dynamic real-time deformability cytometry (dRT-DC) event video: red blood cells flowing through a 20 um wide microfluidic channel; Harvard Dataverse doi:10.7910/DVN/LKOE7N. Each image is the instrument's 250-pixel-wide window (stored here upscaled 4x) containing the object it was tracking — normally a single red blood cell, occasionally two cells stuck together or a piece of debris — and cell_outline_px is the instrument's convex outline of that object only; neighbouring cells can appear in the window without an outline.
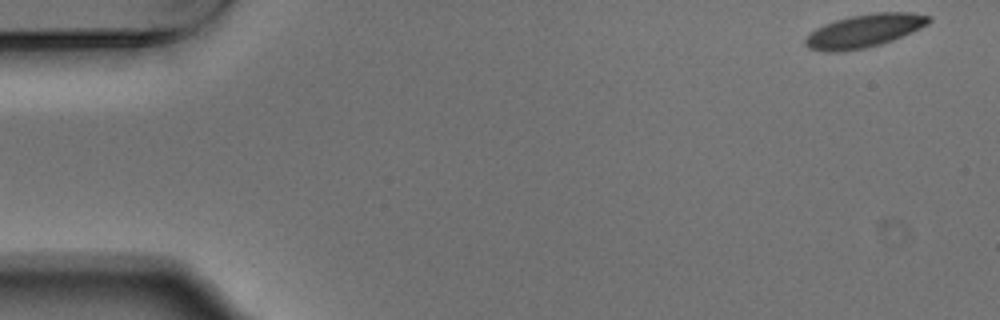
{"species": "Egyptian fruit bat (a non-hibernating species)", "species_latin": "Rousettus aegyptiacus", "temperature_condition": "warm", "stored_images_in_passage": 53, "camera_frame_rate_fps": 3000, "um_per_image_px": 0.085, "animal": {"sex": "male"}, "frame": {"image": 1, "passage_image": 1, "time_ms": 0.0, "image_size_px": [1000, 320], "cell_outline_px": [[932, 20], [928, 24], [912, 32], [892, 40], [880, 44], [864, 48], [832, 52], [828, 52], [808, 48], [804, 44], [804, 40], [816, 28], [824, 24], [848, 16], [872, 12], [912, 12], [932, 16]], "centroid_in_image_um": [73.49, 2.6], "position_along_channel_um": 11.5, "area_um2": 23.81}}
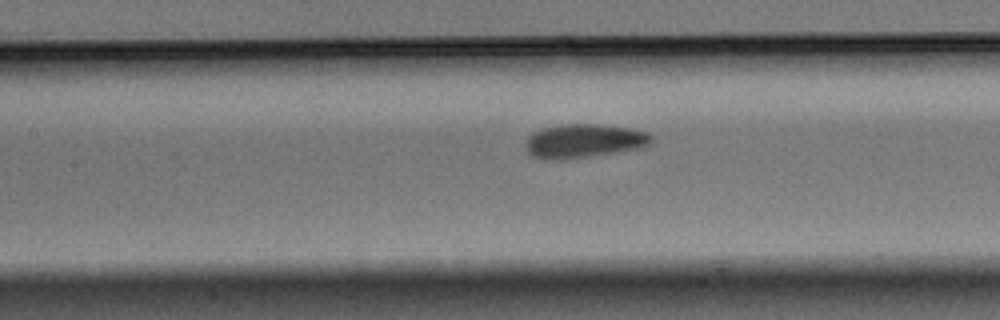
{"frame": {"image": 2, "passage_image": 23, "time_ms": 7.333, "image_size_px": [1000, 320], "cell_outline_px": [[652, 140], [648, 144], [640, 148], [588, 156], [560, 160], [552, 160], [532, 156], [528, 152], [524, 144], [528, 136], [532, 132], [540, 128], [560, 124], [596, 124], [628, 128], [648, 132], [652, 136]], "centroid_in_image_um": [49.57, 11.97], "position_along_channel_um": 157.8, "area_um2": 24.74}}
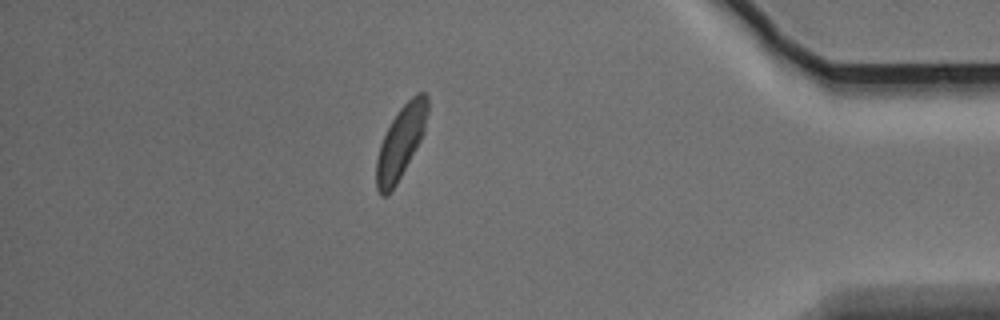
{"frame": {"image": 3, "passage_image": 46, "time_ms": 15.0, "image_size_px": [1000, 320], "cell_outline_px": [[428, 112], [424, 132], [420, 140], [396, 184], [388, 196], [380, 196], [376, 188], [376, 160], [380, 144], [392, 120], [400, 108], [416, 92], [424, 92], [428, 96]], "centroid_in_image_um": [34.06, 12.08], "position_along_channel_um": 401.1, "area_um2": 21.39}, "authors_computed_cell_mechanics": {"area_um2": 23.5824, "velocity_mm_per_s": 3.6892, "shape_relaxation_time_tau1_ms": 2.5572, "shape_relaxation_time_tau2_ms": 1.3181, "deformation_change_tau1": 0.0935, "deformation_change_tau2": 0.0633}}